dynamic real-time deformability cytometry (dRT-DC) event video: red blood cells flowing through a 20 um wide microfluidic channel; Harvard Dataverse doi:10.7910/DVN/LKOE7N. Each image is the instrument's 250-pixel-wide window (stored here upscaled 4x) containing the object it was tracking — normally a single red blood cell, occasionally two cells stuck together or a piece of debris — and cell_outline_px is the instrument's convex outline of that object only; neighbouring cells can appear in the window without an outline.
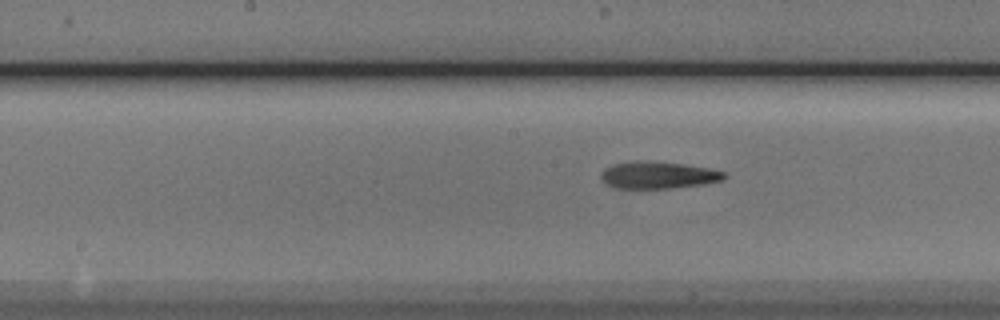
{"species": "Egyptian fruit bat (a non-hibernating species)", "species_latin": "Rousettus aegyptiacus", "temperature_condition": "cold", "stored_images_in_passage": 5, "segment_of_instrument_passage": [2, 2], "camera_frame_rate_fps": 3000, "um_per_image_px": 0.085, "animal": {"sex": "male"}, "frame": {"image": 1, "passage_image": 5, "time_ms": 5.333, "image_size_px": [1000, 320], "cell_outline_px": [[724, 180], [704, 184], [668, 188], [612, 188], [600, 176], [600, 172], [604, 168], [612, 164], [640, 160], [684, 164], [708, 168], [724, 172]], "centroid_in_image_um": [55.9, 14.88], "position_along_channel_um": 192.3, "area_um2": 19.31}}